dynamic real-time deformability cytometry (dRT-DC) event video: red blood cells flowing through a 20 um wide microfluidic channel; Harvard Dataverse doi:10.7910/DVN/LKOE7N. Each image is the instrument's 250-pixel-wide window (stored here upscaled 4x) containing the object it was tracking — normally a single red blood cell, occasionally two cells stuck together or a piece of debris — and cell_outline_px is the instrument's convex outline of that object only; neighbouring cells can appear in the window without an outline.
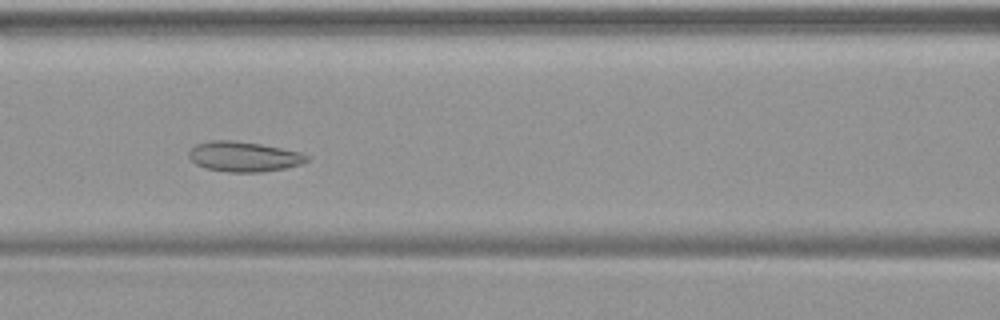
{"species": "common noctule bat (a hibernating species)", "species_latin": "Nyctalus noctula", "temperature_condition": "warm", "stored_images_in_passage": 50, "camera_frame_rate_fps": 3000, "um_per_image_px": 0.085, "animal": {"sex": "female", "body_mass_g": 19.9}, "frame": {"image": 1, "passage_image": 22, "time_ms": 7.0, "image_size_px": [1000, 320], "cell_outline_px": [[308, 160], [300, 164], [284, 168], [260, 172], [228, 172], [204, 168], [196, 164], [188, 156], [188, 152], [196, 144], [208, 140], [232, 140], [260, 144], [300, 152], [308, 156]], "centroid_in_image_um": [20.67, 13.31], "position_along_channel_um": 145.9, "area_um2": 20.58}}
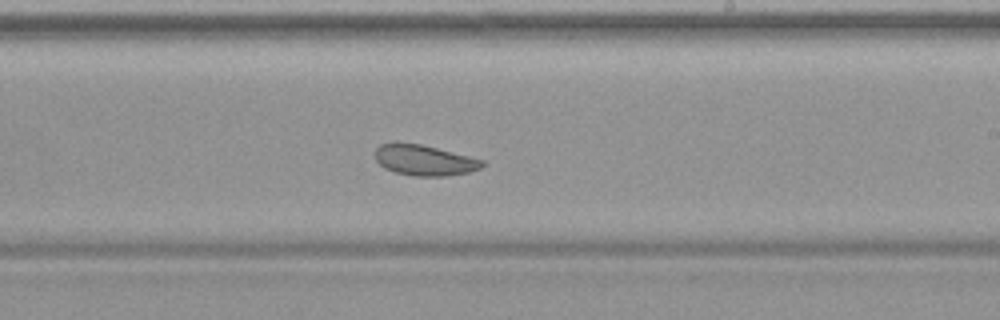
{"frame": {"image": 2, "passage_image": 30, "time_ms": 9.667, "image_size_px": [1000, 320], "cell_outline_px": [[484, 164], [480, 168], [468, 172], [448, 176], [412, 176], [396, 172], [384, 168], [376, 160], [376, 148], [380, 144], [392, 140], [420, 144], [484, 160]], "centroid_in_image_um": [36.01, 13.6], "position_along_channel_um": 253.0, "area_um2": 19.25}}
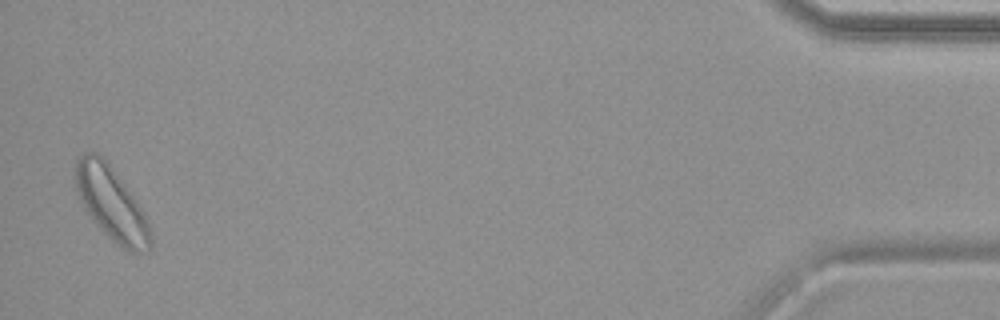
{"frame": {"image": 3, "passage_image": 49, "time_ms": 16.0, "image_size_px": [1000, 320], "cell_outline_px": [[152, 248], [148, 252], [128, 252], [112, 240], [96, 224], [80, 200], [72, 176], [76, 160], [84, 152], [96, 152], [104, 156], [132, 192], [144, 212], [148, 220], [152, 232]], "centroid_in_image_um": [9.49, 17.27], "position_along_channel_um": 425.7, "area_um2": 32.83}}